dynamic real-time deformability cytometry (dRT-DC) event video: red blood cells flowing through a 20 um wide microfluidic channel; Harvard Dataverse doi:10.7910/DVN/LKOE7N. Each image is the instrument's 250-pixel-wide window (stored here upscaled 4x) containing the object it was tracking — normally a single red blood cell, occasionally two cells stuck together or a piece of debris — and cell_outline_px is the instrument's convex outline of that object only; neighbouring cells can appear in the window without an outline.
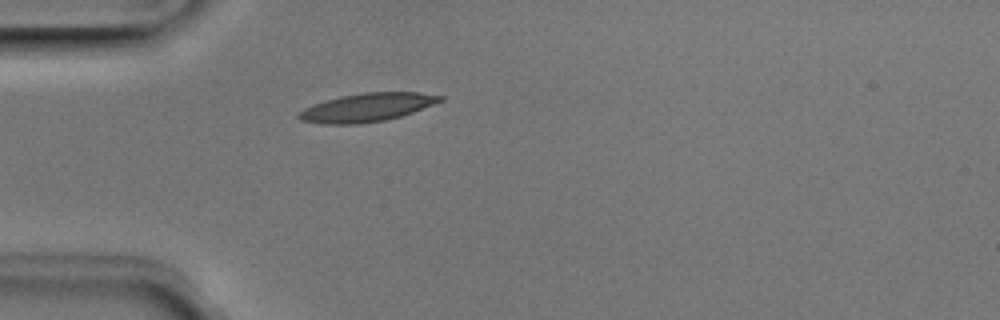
{"species": "Egyptian fruit bat (a non-hibernating species)", "species_latin": "Rousettus aegyptiacus", "temperature_condition": "room temperature", "stored_images_in_passage": 1, "camera_frame_rate_fps": 3000, "um_per_image_px": 0.085, "animal": {"sex": "male"}, "frame": {"image": 1, "passage_image": 1, "time_ms": 0.0, "image_size_px": [1000, 320], "cell_outline_px": [[444, 100], [412, 112], [400, 116], [384, 120], [356, 124], [324, 124], [300, 120], [296, 116], [304, 108], [340, 96], [364, 92], [420, 92], [444, 96]], "centroid_in_image_um": [31.22, 9.12], "position_along_channel_um": 53.8, "area_um2": 23.12}}